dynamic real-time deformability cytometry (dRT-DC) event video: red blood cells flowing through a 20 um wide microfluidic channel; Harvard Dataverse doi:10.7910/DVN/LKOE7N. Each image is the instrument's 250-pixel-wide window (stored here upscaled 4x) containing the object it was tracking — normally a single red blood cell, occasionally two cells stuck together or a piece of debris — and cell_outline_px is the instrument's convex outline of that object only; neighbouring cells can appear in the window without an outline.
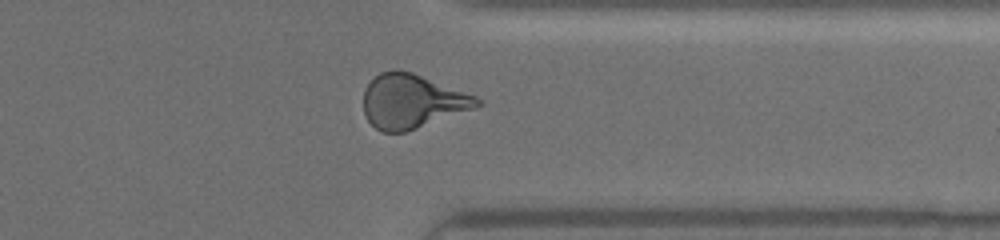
{"species": "human", "species_latin": "Homo sapiens", "temperature_condition": "warm", "stored_images_in_passage": 34, "camera_frame_rate_fps": 3000, "um_per_image_px": 0.085, "donor": {"sex": "male"}, "frame": {"image": 1, "passage_image": 29, "time_ms": 9.333, "image_size_px": [1000, 240], "cell_outline_px": [[480, 104], [476, 108], [404, 132], [380, 132], [368, 120], [364, 112], [364, 88], [380, 72], [396, 68], [412, 72], [476, 96], [480, 100]], "centroid_in_image_um": [35.0, 8.6], "position_along_channel_um": 376.4, "area_um2": 35.55}}